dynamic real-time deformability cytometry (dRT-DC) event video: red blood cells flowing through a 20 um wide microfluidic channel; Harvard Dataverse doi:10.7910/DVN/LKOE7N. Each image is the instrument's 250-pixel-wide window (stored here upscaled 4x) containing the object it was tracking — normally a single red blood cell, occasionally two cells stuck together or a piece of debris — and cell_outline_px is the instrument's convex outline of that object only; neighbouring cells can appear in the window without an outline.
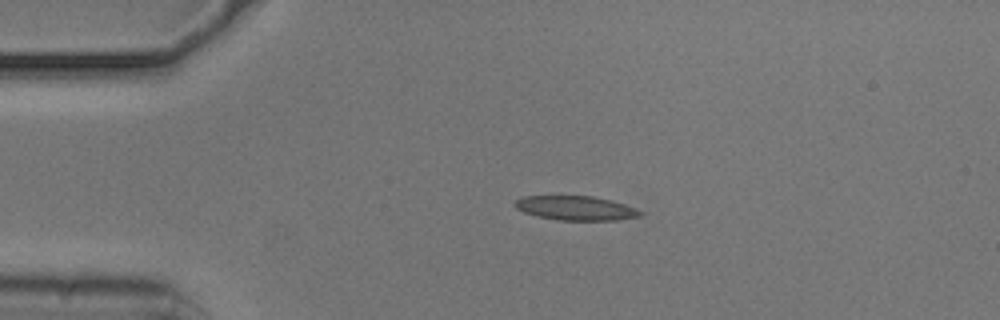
{"species": "common noctule bat (a hibernating species)", "species_latin": "Nyctalus noctula", "temperature_condition": "cold", "stored_images_in_passage": 9, "camera_frame_rate_fps": 3000, "um_per_image_px": 0.085, "animal": {"sex": "male", "body_mass_g": 20.5, "forearm_length_mm": 52.5}, "frame": {"image": 1, "passage_image": 1, "time_ms": 0.0, "image_size_px": [1000, 320], "cell_outline_px": [[644, 212], [640, 216], [616, 220], [556, 220], [536, 216], [524, 212], [516, 208], [512, 204], [520, 196], [592, 196], [612, 200], [636, 208]], "centroid_in_image_um": [48.92, 17.68], "position_along_channel_um": 36.1, "area_um2": 17.86}}
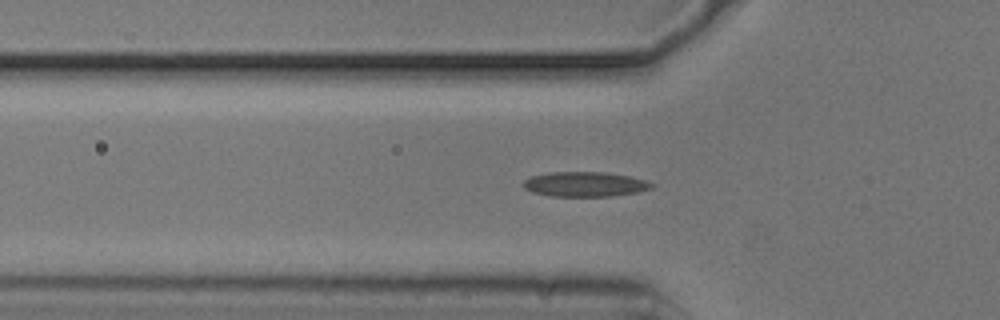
{"frame": {"image": 2, "passage_image": 7, "time_ms": 2.0, "image_size_px": [1000, 320], "cell_outline_px": [[656, 184], [652, 188], [640, 192], [612, 196], [552, 196], [532, 192], [524, 188], [520, 184], [524, 180], [532, 176], [548, 172], [604, 172], [628, 176], [644, 180]], "centroid_in_image_um": [49.71, 15.66], "position_along_channel_um": 76.1, "area_um2": 18.67}}